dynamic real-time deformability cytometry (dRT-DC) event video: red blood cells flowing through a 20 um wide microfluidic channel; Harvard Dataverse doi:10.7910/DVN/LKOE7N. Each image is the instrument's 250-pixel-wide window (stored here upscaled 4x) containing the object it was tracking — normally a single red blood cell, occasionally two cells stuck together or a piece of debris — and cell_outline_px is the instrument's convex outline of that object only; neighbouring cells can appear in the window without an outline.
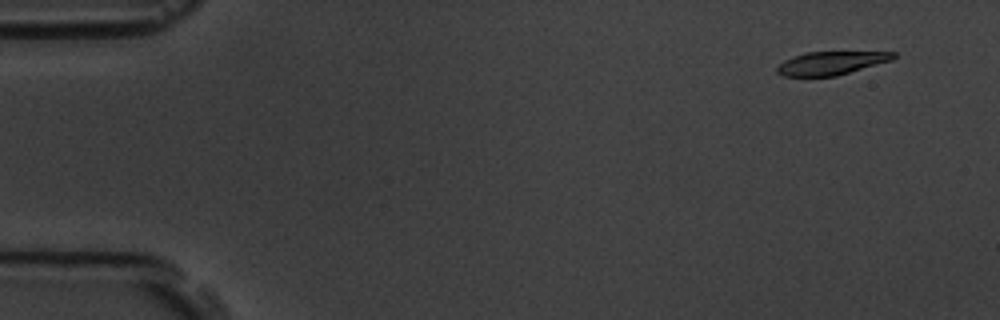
{"species": "common noctule bat (a hibernating species)", "species_latin": "Nyctalus noctula", "temperature_condition": "room temperature", "stored_images_in_passage": 5, "camera_frame_rate_fps": 3000, "um_per_image_px": 0.085, "animal": {"sex": "male", "body_mass_g": 19.5, "forearm_length_mm": 54.6}, "frame": {"image": 1, "passage_image": 1, "time_ms": 0.0, "image_size_px": [1000, 320], "cell_outline_px": [[896, 56], [892, 60], [836, 76], [784, 76], [776, 72], [776, 68], [784, 60], [792, 56], [808, 52], [896, 52]], "centroid_in_image_um": [70.63, 5.36], "position_along_channel_um": 14.4, "area_um2": 15.66}}